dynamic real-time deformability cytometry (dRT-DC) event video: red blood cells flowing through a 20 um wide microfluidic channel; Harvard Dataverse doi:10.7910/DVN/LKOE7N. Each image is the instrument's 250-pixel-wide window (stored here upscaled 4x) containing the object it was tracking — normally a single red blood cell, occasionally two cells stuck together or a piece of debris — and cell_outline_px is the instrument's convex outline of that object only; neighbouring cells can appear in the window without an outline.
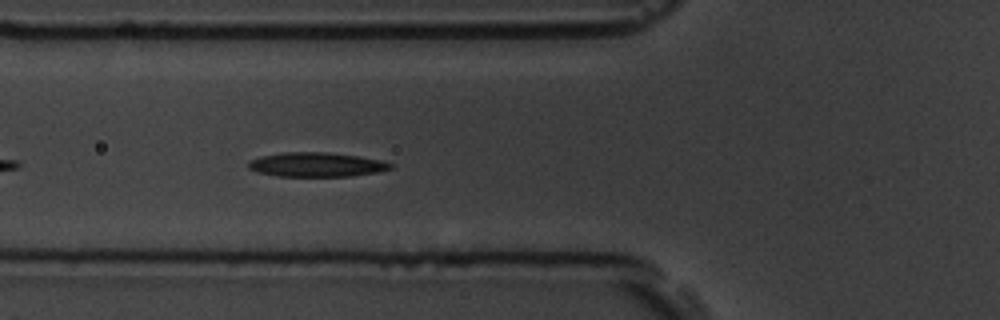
{"species": "common noctule bat (a hibernating species)", "species_latin": "Nyctalus noctula", "temperature_condition": "room temperature", "stored_images_in_passage": 6, "camera_frame_rate_fps": 3000, "um_per_image_px": 0.085, "animal": {"sex": "male", "body_mass_g": 19.5, "forearm_length_mm": 54.6}, "frame": {"image": 1, "passage_image": 6, "time_ms": 6.333, "image_size_px": [1000, 320], "cell_outline_px": [[392, 168], [380, 172], [352, 176], [276, 176], [256, 172], [248, 168], [248, 160], [260, 156], [284, 152], [328, 152], [356, 156], [380, 160], [392, 164]], "centroid_in_image_um": [26.86, 13.99], "position_along_channel_um": 98.9, "area_um2": 20.23}}